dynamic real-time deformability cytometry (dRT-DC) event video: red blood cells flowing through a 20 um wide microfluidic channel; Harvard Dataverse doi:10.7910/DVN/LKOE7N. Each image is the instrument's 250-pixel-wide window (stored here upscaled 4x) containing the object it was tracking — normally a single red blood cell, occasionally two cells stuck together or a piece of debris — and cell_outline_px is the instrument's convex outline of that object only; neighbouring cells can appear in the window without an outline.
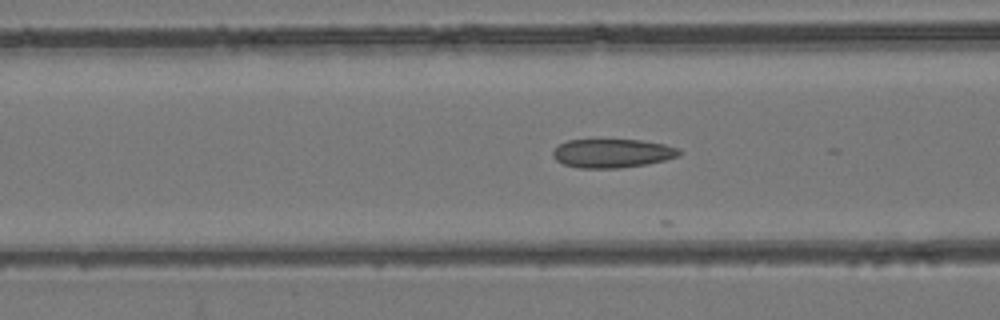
{"species": "common noctule bat (a hibernating species)", "species_latin": "Nyctalus noctula", "temperature_condition": "room temperature", "stored_images_in_passage": 10, "camera_frame_rate_fps": 3000, "um_per_image_px": 0.085, "animal": {"sex": "female", "body_mass_g": 24.6, "forearm_length_mm": 56.2}, "frame": {"image": 1, "passage_image": 5, "time_ms": 1.333, "image_size_px": [1000, 320], "cell_outline_px": [[684, 152], [680, 156], [648, 164], [620, 168], [580, 168], [564, 164], [556, 160], [552, 156], [552, 152], [560, 144], [568, 140], [640, 140], [664, 144], [680, 148]], "centroid_in_image_um": [52.1, 13.03], "position_along_channel_um": 114.5, "area_um2": 21.27}}
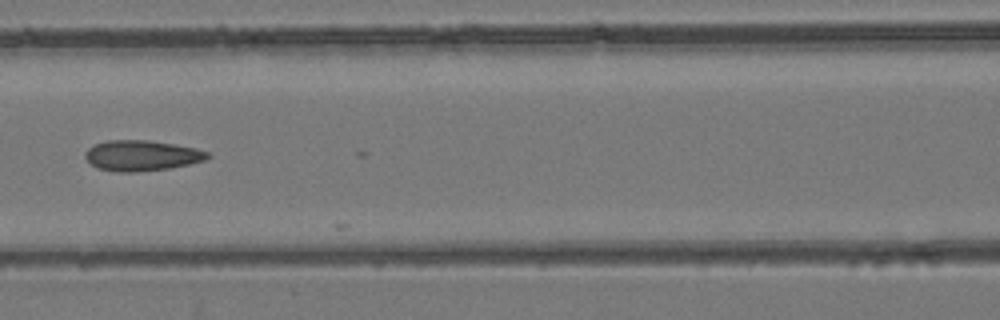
{"frame": {"image": 2, "passage_image": 8, "time_ms": 2.333, "image_size_px": [1000, 320], "cell_outline_px": [[212, 156], [204, 160], [188, 164], [168, 168], [136, 172], [120, 172], [96, 168], [84, 156], [84, 152], [88, 148], [96, 144], [108, 140], [148, 140], [196, 148], [208, 152]], "centroid_in_image_um": [12.03, 13.22], "position_along_channel_um": 154.6, "area_um2": 21.62}}